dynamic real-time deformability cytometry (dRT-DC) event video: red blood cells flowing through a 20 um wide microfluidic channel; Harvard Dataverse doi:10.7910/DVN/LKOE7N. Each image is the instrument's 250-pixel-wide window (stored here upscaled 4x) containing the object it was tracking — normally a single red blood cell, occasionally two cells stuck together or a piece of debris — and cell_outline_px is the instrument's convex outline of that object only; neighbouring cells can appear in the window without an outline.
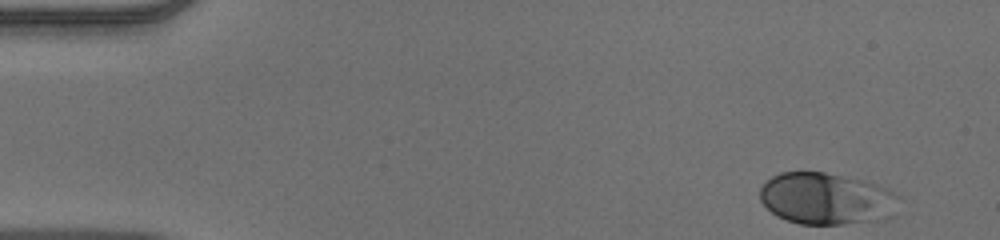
{"species": "human", "species_latin": "Homo sapiens", "temperature_condition": "warm", "stored_images_in_passage": 45, "camera_frame_rate_fps": 3000, "um_per_image_px": 0.085, "donor": {"sex": "male"}, "frame": {"image": 1, "passage_image": 1, "time_ms": 0.0, "image_size_px": [1000, 240], "cell_outline_px": [[900, 196], [872, 220], [844, 224], [800, 224], [776, 216], [760, 200], [760, 188], [772, 176], [780, 172], [824, 172], [864, 180], [888, 188]], "centroid_in_image_um": [70.07, 16.84], "position_along_channel_um": 14.9, "area_um2": 40.46}}
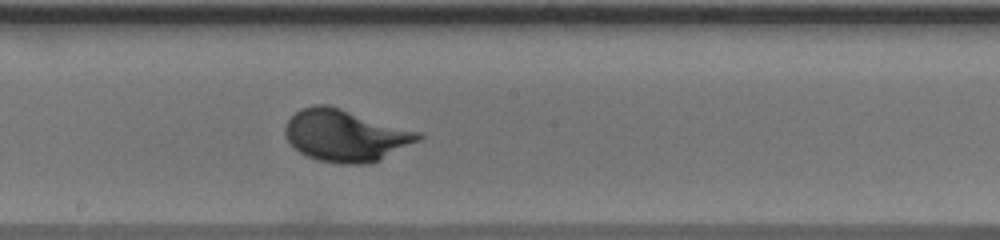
{"frame": {"image": 2, "passage_image": 26, "time_ms": 8.333, "image_size_px": [1000, 240], "cell_outline_px": [[424, 136], [420, 140], [380, 160], [368, 164], [340, 164], [316, 160], [300, 152], [284, 136], [284, 128], [288, 120], [300, 108], [316, 104], [328, 104], [420, 132]], "centroid_in_image_um": [29.36, 11.52], "position_along_channel_um": 218.8, "area_um2": 40.29}}
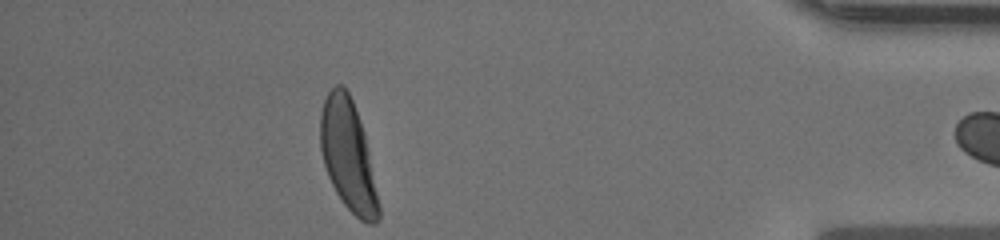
{"frame": {"image": 3, "passage_image": 44, "time_ms": 14.333, "image_size_px": [1000, 240], "cell_outline_px": [[380, 220], [376, 224], [368, 224], [360, 220], [344, 204], [336, 192], [328, 176], [324, 164], [320, 148], [320, 112], [324, 100], [328, 92], [336, 84], [344, 84], [352, 100], [364, 132], [380, 204]], "centroid_in_image_um": [29.59, 13.23], "position_along_channel_um": 405.6, "area_um2": 37.63}}